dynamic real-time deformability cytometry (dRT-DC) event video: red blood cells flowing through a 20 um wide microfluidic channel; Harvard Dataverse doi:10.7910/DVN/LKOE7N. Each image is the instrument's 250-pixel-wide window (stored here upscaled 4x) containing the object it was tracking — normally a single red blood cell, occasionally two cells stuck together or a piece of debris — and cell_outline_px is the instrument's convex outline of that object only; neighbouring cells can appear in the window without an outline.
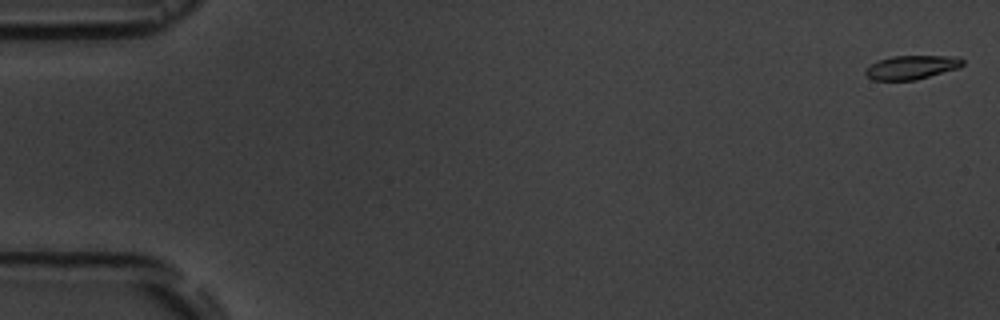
{"species": "common noctule bat (a hibernating species)", "species_latin": "Nyctalus noctula", "temperature_condition": "room temperature", "stored_images_in_passage": 6, "segment_of_instrument_passage": [1, 2], "camera_frame_rate_fps": 3000, "um_per_image_px": 0.085, "animal": {"sex": "male", "body_mass_g": 19.5, "forearm_length_mm": 54.6}, "frame": {"image": 1, "passage_image": 1, "time_ms": 0.0, "image_size_px": [1000, 320], "cell_outline_px": [[964, 64], [960, 68], [916, 80], [872, 80], [864, 72], [872, 64], [880, 60], [892, 56], [960, 56], [964, 60]], "centroid_in_image_um": [77.56, 5.72], "position_along_channel_um": 7.4, "area_um2": 13.53}}
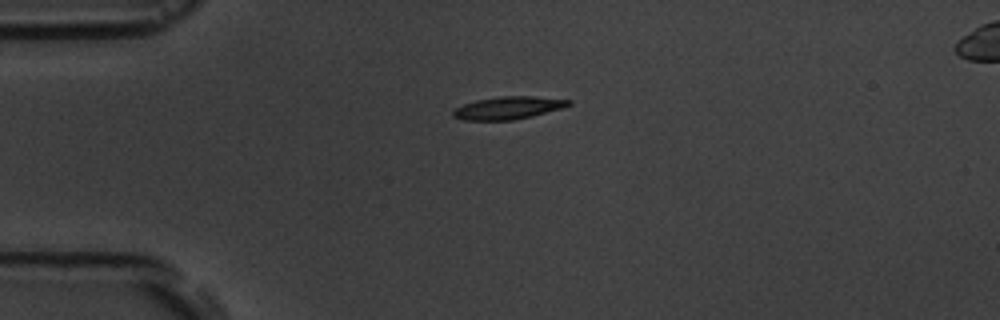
{"frame": {"image": 2, "passage_image": 4, "time_ms": 4.333, "image_size_px": [1000, 320], "cell_outline_px": [[572, 104], [560, 108], [532, 116], [512, 120], [464, 120], [452, 116], [452, 112], [456, 108], [464, 104], [476, 100], [500, 96], [536, 96], [572, 100]], "centroid_in_image_um": [43.19, 9.16], "position_along_channel_um": 41.8, "area_um2": 15.14}}